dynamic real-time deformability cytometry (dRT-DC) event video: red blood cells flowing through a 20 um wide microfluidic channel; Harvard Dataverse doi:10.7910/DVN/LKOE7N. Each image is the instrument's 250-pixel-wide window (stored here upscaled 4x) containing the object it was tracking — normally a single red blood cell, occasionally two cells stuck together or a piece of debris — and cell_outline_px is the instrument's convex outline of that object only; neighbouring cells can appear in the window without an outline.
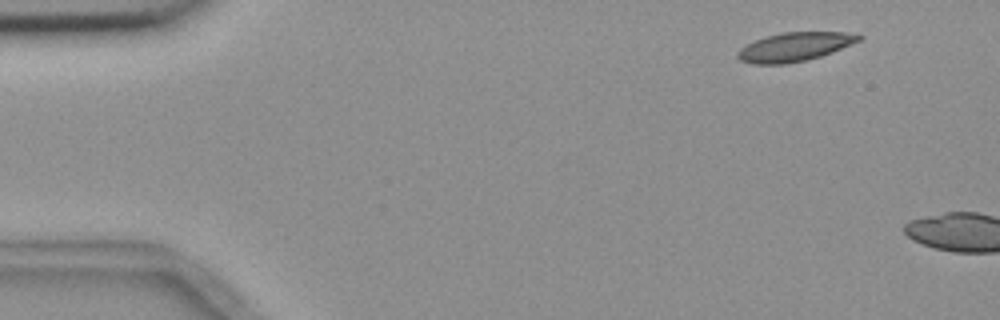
{"species": "common noctule bat (a hibernating species)", "species_latin": "Nyctalus noctula", "temperature_condition": "room temperature", "stored_images_in_passage": 2, "camera_frame_rate_fps": 3000, "um_per_image_px": 0.085, "animal": {"sex": "female", "body_mass_g": 18.4}, "frame": {"image": 1, "passage_image": 1, "time_ms": 0.0, "image_size_px": [1000, 320], "cell_outline_px": [[864, 36], [860, 40], [832, 52], [808, 60], [784, 64], [752, 64], [740, 60], [736, 56], [736, 52], [740, 48], [756, 40], [768, 36], [784, 32], [844, 32]], "centroid_in_image_um": [67.52, 3.99], "position_along_channel_um": 17.5, "area_um2": 20.17}}